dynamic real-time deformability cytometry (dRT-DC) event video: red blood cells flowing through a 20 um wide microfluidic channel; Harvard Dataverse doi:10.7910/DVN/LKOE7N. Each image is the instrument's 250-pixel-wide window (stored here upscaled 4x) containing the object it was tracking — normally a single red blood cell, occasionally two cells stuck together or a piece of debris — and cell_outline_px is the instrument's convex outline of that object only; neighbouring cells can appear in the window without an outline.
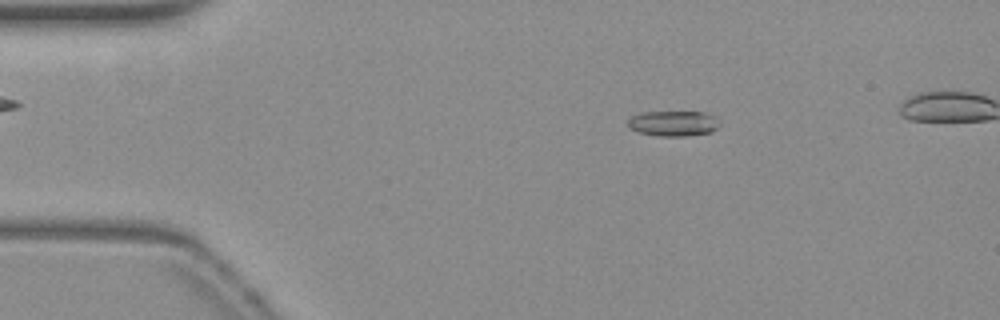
{"species": "common noctule bat (a hibernating species)", "species_latin": "Nyctalus noctula", "temperature_condition": "warm", "stored_images_in_passage": 50, "camera_frame_rate_fps": 3000, "um_per_image_px": 0.085, "animal": {"sex": "female", "body_mass_g": 19.3, "forearm_length_mm": 54.1}, "frame": {"image": 1, "passage_image": 9, "time_ms": 2.667, "image_size_px": [1000, 320], "cell_outline_px": [[720, 124], [712, 132], [684, 136], [660, 136], [640, 132], [632, 128], [628, 124], [628, 120], [632, 116], [640, 112], [704, 112], [716, 116], [720, 120]], "centroid_in_image_um": [57.29, 10.48], "position_along_channel_um": 27.7, "area_um2": 13.53}}
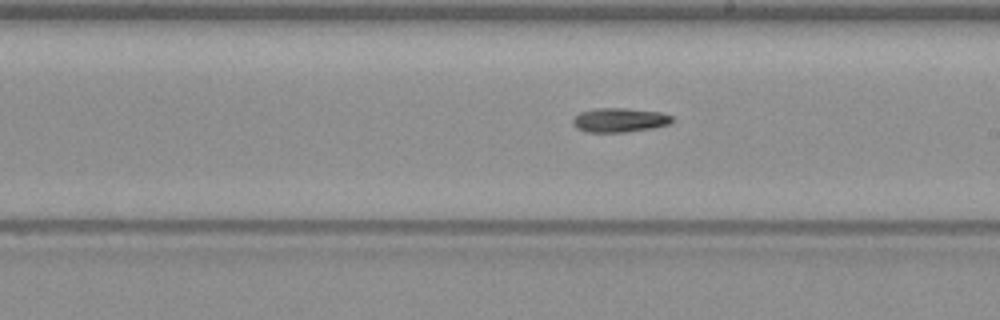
{"frame": {"image": 2, "passage_image": 30, "time_ms": 9.667, "image_size_px": [1000, 320], "cell_outline_px": [[672, 120], [668, 124], [652, 128], [624, 132], [584, 132], [576, 128], [572, 124], [572, 120], [580, 112], [596, 108], [624, 108], [660, 112], [672, 116]], "centroid_in_image_um": [52.61, 10.21], "position_along_channel_um": 236.4, "area_um2": 13.93}}
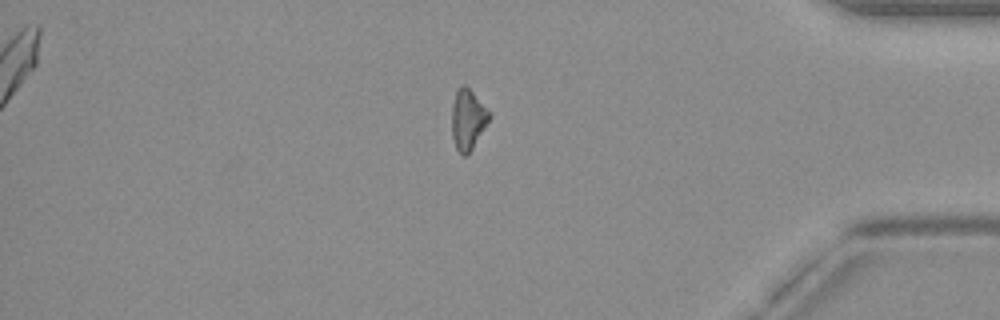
{"frame": {"image": 3, "passage_image": 45, "time_ms": 14.667, "image_size_px": [1000, 320], "cell_outline_px": [[492, 116], [472, 148], [464, 156], [456, 148], [452, 136], [452, 104], [456, 92], [460, 84], [464, 84], [492, 112]], "centroid_in_image_um": [39.78, 10.12], "position_along_channel_um": 395.4, "area_um2": 13.12}}